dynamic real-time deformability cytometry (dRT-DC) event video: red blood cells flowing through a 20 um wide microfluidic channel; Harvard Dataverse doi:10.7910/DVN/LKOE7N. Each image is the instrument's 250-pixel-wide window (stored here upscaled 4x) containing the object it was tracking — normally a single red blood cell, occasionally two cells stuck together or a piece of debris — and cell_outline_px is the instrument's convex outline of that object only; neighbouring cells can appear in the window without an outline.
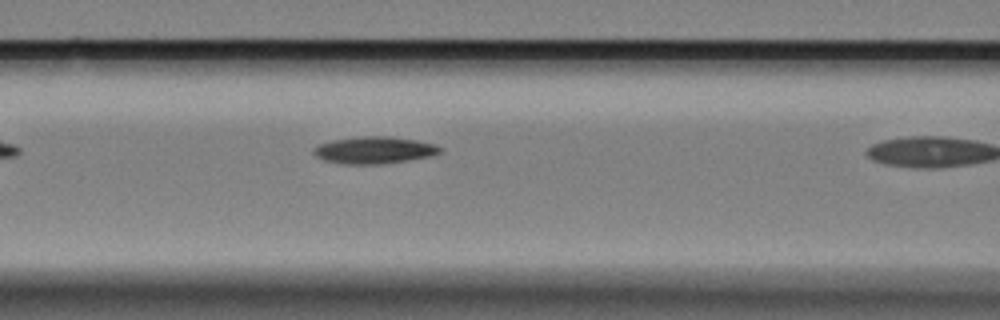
{"species": "Egyptian fruit bat (a non-hibernating species)", "species_latin": "Rousettus aegyptiacus", "temperature_condition": "cold", "stored_images_in_passage": 8, "camera_frame_rate_fps": 3000, "um_per_image_px": 0.085, "animal": {"sex": "female"}, "frame": {"image": 1, "passage_image": 7, "time_ms": 2.0, "image_size_px": [1000, 320], "cell_outline_px": [[440, 152], [432, 156], [384, 164], [344, 164], [324, 160], [316, 156], [312, 152], [312, 148], [320, 144], [332, 140], [364, 136], [392, 136], [416, 140], [436, 144], [440, 148]], "centroid_in_image_um": [31.8, 12.76], "position_along_channel_um": 134.8, "area_um2": 19.94}}